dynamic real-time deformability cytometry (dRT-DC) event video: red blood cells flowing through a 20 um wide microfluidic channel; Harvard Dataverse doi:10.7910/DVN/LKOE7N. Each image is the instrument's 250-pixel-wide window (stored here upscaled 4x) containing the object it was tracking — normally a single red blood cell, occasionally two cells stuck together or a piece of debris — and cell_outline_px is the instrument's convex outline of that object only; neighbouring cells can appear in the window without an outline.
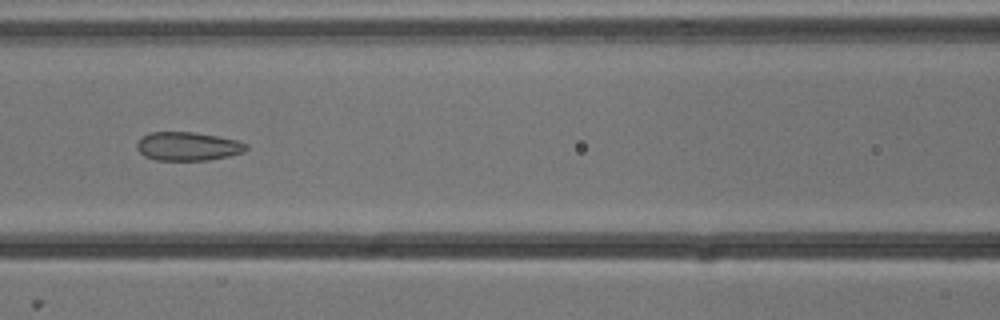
{"species": "common noctule bat (a hibernating species)", "species_latin": "Nyctalus noctula", "temperature_condition": "cold", "stored_images_in_passage": 7, "camera_frame_rate_fps": 3000, "um_per_image_px": 0.085, "animal": {"sex": "male", "body_mass_g": 13.3}, "frame": {"image": 1, "passage_image": 6, "time_ms": 1.667, "image_size_px": [1000, 320], "cell_outline_px": [[248, 148], [244, 152], [228, 156], [208, 160], [156, 160], [144, 156], [136, 148], [136, 144], [148, 132], [196, 132], [236, 140], [248, 144]], "centroid_in_image_um": [15.97, 12.44], "position_along_channel_um": 150.6, "area_um2": 18.21}}
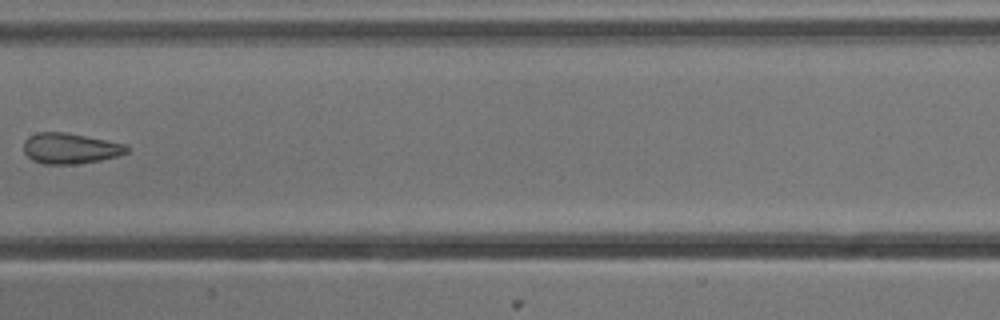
{"frame": {"image": 2, "passage_image": 7, "time_ms": 2.0, "image_size_px": [1000, 320], "cell_outline_px": [[128, 152], [120, 156], [100, 160], [76, 164], [44, 164], [32, 160], [24, 152], [24, 140], [28, 136], [36, 132], [64, 132], [124, 144], [128, 148]], "centroid_in_image_um": [5.93, 12.62], "position_along_channel_um": 201.5, "area_um2": 18.32}}